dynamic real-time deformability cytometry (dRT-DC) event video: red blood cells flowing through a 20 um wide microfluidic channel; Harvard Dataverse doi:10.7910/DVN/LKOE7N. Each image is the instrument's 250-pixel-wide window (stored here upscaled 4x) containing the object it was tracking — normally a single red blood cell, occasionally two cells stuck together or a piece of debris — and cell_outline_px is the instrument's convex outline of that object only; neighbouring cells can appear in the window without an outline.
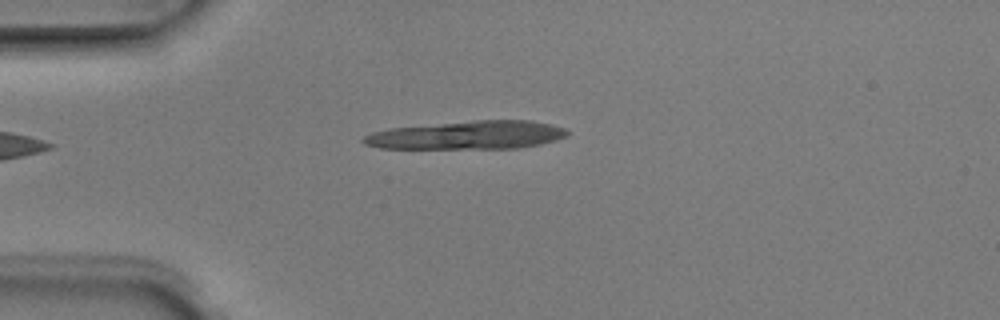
{"species": "Egyptian fruit bat (a non-hibernating species)", "species_latin": "Rousettus aegyptiacus", "temperature_condition": "room temperature", "stored_images_in_passage": 2, "camera_frame_rate_fps": 3000, "um_per_image_px": 0.085, "animal": {"sex": "male"}, "frame": {"image": 1, "passage_image": 2, "time_ms": 0.333, "image_size_px": [1000, 320], "cell_outline_px": [[568, 136], [556, 140], [540, 144], [520, 148], [380, 148], [364, 144], [360, 140], [364, 136], [372, 132], [388, 128], [472, 120], [532, 120], [564, 128], [568, 132]], "centroid_in_image_um": [39.71, 11.48], "position_along_channel_um": 45.3, "area_um2": 33.7}}